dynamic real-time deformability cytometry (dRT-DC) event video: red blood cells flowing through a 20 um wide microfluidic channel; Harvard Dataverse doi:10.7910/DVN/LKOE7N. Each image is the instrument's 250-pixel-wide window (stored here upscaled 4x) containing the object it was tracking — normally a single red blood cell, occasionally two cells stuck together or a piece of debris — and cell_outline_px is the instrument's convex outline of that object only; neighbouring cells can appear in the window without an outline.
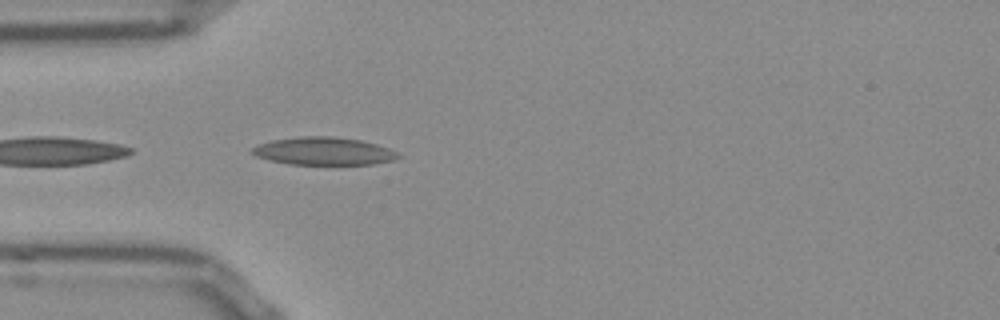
{"species": "Egyptian fruit bat (a non-hibernating species)", "species_latin": "Rousettus aegyptiacus", "temperature_condition": "room temperature", "stored_images_in_passage": 9, "camera_frame_rate_fps": 3000, "um_per_image_px": 0.085, "frame": {"image": 1, "passage_image": 1, "time_ms": 0.0, "image_size_px": [1000, 320], "cell_outline_px": [[404, 156], [392, 160], [372, 164], [288, 164], [268, 160], [256, 156], [248, 152], [252, 148], [260, 144], [272, 140], [300, 136], [332, 136], [360, 140], [376, 144], [400, 152]], "centroid_in_image_um": [27.52, 12.84], "position_along_channel_um": 57.5, "area_um2": 23.76}}